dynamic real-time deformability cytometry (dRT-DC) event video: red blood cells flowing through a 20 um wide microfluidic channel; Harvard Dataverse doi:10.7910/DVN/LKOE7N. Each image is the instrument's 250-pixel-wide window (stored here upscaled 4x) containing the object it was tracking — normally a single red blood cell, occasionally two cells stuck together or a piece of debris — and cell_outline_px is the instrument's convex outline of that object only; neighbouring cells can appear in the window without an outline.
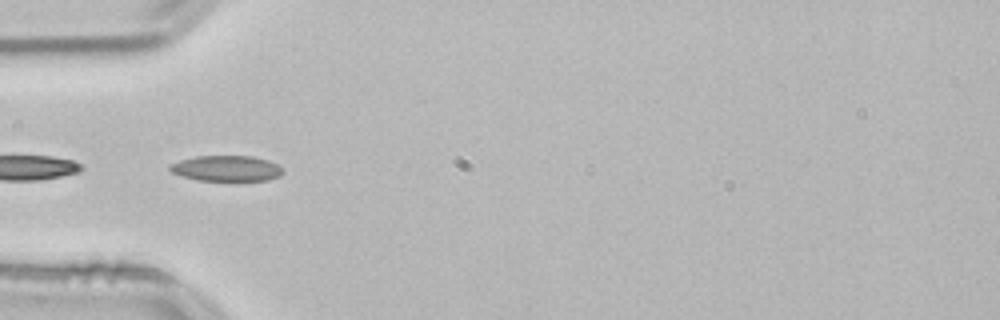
{"species": "common noctule bat (a hibernating species)", "species_latin": "Nyctalus noctula", "temperature_condition": "room temperature", "stored_images_in_passage": 8, "camera_frame_rate_fps": 3000, "um_per_image_px": 0.085, "animal": {"sex": "male", "body_mass_g": 21.5, "forearm_length_mm": 52.0}, "frame": {"image": 1, "passage_image": 5, "time_ms": 1.333, "image_size_px": [1000, 320], "cell_outline_px": [[284, 172], [280, 176], [268, 180], [200, 180], [184, 176], [172, 172], [168, 168], [168, 164], [180, 160], [196, 156], [252, 156], [268, 160], [284, 168]], "centroid_in_image_um": [19.27, 14.3], "position_along_channel_um": 65.7, "area_um2": 16.82}}